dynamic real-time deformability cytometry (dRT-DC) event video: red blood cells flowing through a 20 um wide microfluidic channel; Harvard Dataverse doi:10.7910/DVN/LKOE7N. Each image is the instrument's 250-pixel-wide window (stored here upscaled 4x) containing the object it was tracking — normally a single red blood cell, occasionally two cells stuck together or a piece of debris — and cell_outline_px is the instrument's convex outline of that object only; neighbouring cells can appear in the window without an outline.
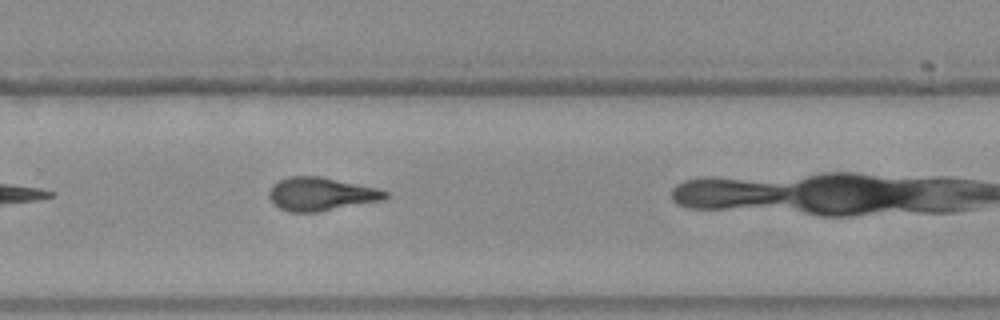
{"species": "Egyptian fruit bat (a non-hibernating species)", "species_latin": "Rousettus aegyptiacus", "temperature_condition": "warm", "stored_images_in_passage": 26, "camera_frame_rate_fps": 3000, "um_per_image_px": 0.085, "frame": {"image": 1, "passage_image": 19, "time_ms": 6.0, "image_size_px": [1000, 320], "cell_outline_px": [[388, 200], [316, 212], [288, 212], [272, 204], [268, 196], [268, 192], [272, 184], [288, 176], [320, 176], [376, 188], [388, 192]], "centroid_in_image_um": [27.28, 16.5], "position_along_channel_um": 302.5, "area_um2": 22.83}}
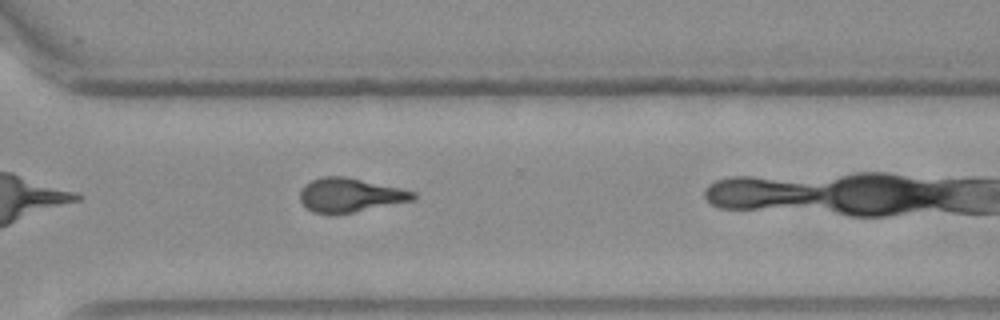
{"frame": {"image": 2, "passage_image": 22, "time_ms": 7.0, "image_size_px": [1000, 320], "cell_outline_px": [[416, 200], [332, 216], [312, 212], [300, 200], [300, 192], [304, 184], [312, 180], [324, 176], [348, 176], [400, 188], [416, 192]], "centroid_in_image_um": [29.75, 16.59], "position_along_channel_um": 340.8, "area_um2": 22.77}}